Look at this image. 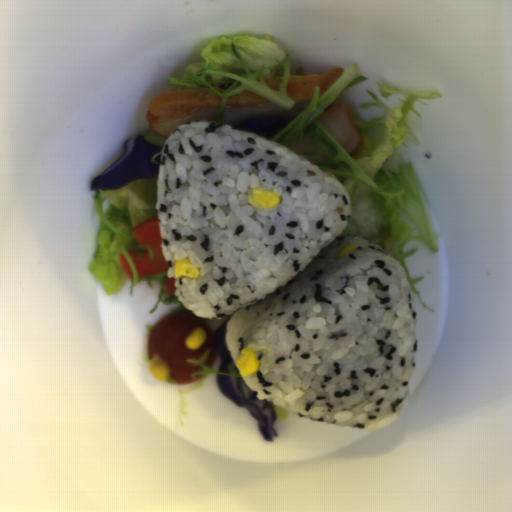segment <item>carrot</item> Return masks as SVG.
I'll list each match as a JSON object with an SVG mask.
<instances>
[{
    "instance_id": "obj_1",
    "label": "carrot",
    "mask_w": 512,
    "mask_h": 512,
    "mask_svg": "<svg viewBox=\"0 0 512 512\" xmlns=\"http://www.w3.org/2000/svg\"><path fill=\"white\" fill-rule=\"evenodd\" d=\"M131 235L145 248L148 245L153 256V261L150 260L148 252L142 254L144 258H137L132 249H127V254L135 263L140 278L170 269L171 264L166 262L162 253V233L159 218L138 223L132 227Z\"/></svg>"
},
{
    "instance_id": "obj_2",
    "label": "carrot",
    "mask_w": 512,
    "mask_h": 512,
    "mask_svg": "<svg viewBox=\"0 0 512 512\" xmlns=\"http://www.w3.org/2000/svg\"><path fill=\"white\" fill-rule=\"evenodd\" d=\"M119 262H120V265L122 267V269L124 270L125 274L131 279L133 278V271L132 269L130 268L129 264L127 263L125 257L123 254H121L119 252Z\"/></svg>"
},
{
    "instance_id": "obj_3",
    "label": "carrot",
    "mask_w": 512,
    "mask_h": 512,
    "mask_svg": "<svg viewBox=\"0 0 512 512\" xmlns=\"http://www.w3.org/2000/svg\"><path fill=\"white\" fill-rule=\"evenodd\" d=\"M164 286H165L166 293L168 295L175 293V281L169 275H168V277L166 279V282H165Z\"/></svg>"
}]
</instances>
